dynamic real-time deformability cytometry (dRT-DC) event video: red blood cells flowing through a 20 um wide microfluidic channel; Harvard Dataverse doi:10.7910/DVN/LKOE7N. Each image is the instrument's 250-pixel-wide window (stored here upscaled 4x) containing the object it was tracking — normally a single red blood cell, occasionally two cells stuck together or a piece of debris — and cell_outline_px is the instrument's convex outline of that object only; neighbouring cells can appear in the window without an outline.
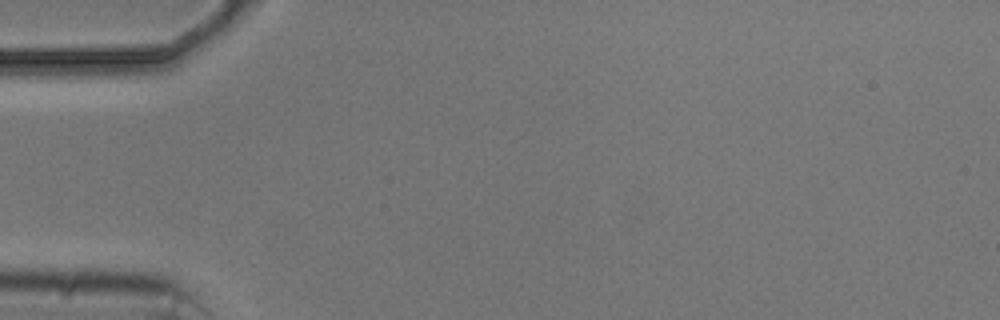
{"species": "common noctule bat (a hibernating species)", "species_latin": "Nyctalus noctula", "temperature_condition": "cold", "stored_images_in_passage": 2, "camera_frame_rate_fps": 3000, "um_per_image_px": 0.085, "animal": {"sex": "male", "body_mass_g": 20.5, "forearm_length_mm": 52.5}, "frame": {"image": 1, "passage_image": 1, "time_ms": 0.0, "image_size_px": [1000, 320], "cell_outline_px": [[160, 60], [120, 80], [28, 80], [20, 60], [80, 52], [152, 52], [160, 56]], "centroid_in_image_um": [7.48, 5.59], "position_along_channel_um": 77.5, "area_um2": 23.0}}